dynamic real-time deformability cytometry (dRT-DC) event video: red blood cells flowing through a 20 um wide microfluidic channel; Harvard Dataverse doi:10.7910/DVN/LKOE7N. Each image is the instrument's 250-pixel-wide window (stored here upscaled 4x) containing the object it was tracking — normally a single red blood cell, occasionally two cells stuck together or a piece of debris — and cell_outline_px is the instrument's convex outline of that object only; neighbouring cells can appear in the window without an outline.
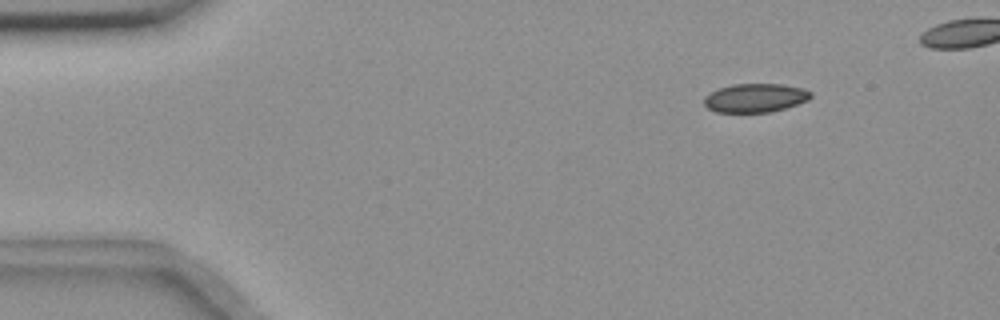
{"species": "common noctule bat (a hibernating species)", "species_latin": "Nyctalus noctula", "temperature_condition": "room temperature", "stored_images_in_passage": 8, "camera_frame_rate_fps": 3000, "um_per_image_px": 0.085, "animal": {"sex": "female", "body_mass_g": 18.4}, "frame": {"image": 1, "passage_image": 2, "time_ms": 1.333, "image_size_px": [1000, 320], "cell_outline_px": [[812, 96], [808, 100], [784, 108], [768, 112], [716, 112], [708, 108], [704, 104], [704, 96], [716, 88], [732, 84], [784, 84], [804, 88], [812, 92]], "centroid_in_image_um": [64.18, 8.3], "position_along_channel_um": 20.8, "area_um2": 17.98}}
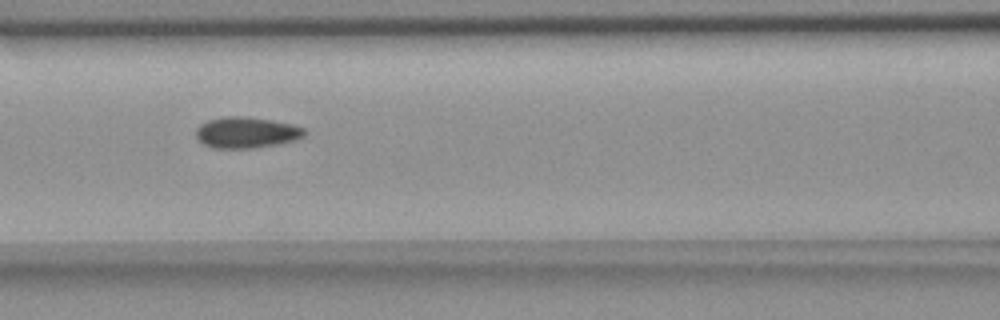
{"frame": {"image": 2, "passage_image": 7, "time_ms": 7.0, "image_size_px": [1000, 320], "cell_outline_px": [[308, 132], [304, 136], [296, 140], [276, 144], [248, 148], [216, 148], [204, 144], [196, 136], [196, 128], [200, 124], [208, 120], [224, 116], [248, 116], [272, 120], [292, 124], [304, 128]], "centroid_in_image_um": [20.96, 11.24], "position_along_channel_um": 145.6, "area_um2": 19.65}}
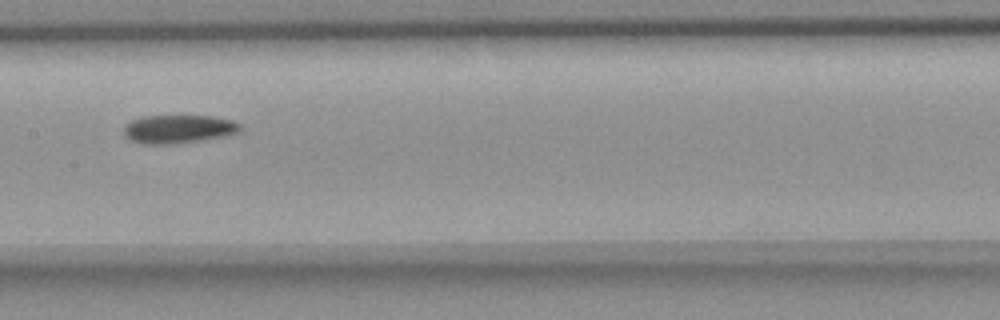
{"frame": {"image": 3, "passage_image": 8, "time_ms": 11.333, "image_size_px": [1000, 320], "cell_outline_px": [[244, 128], [240, 132], [224, 136], [204, 140], [172, 144], [144, 144], [132, 140], [124, 136], [124, 124], [140, 116], [216, 116], [232, 120], [240, 124]], "centroid_in_image_um": [15.19, 10.96], "position_along_channel_um": 192.2, "area_um2": 19.54}}